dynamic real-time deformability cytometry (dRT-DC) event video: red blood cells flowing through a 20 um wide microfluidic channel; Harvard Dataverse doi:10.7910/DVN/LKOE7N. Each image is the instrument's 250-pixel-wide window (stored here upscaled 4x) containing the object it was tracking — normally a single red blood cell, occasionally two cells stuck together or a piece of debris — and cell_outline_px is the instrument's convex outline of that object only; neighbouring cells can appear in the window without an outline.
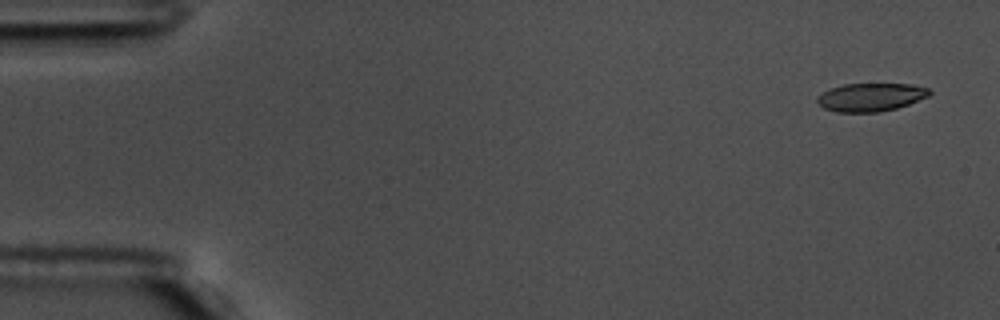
{"species": "common noctule bat (a hibernating species)", "species_latin": "Nyctalus noctula", "temperature_condition": "warm", "stored_images_in_passage": 9, "camera_frame_rate_fps": 3000, "um_per_image_px": 0.085, "animal": {"sex": "male", "body_mass_g": 17.5, "forearm_length_mm": 52.3}, "frame": {"image": 1, "passage_image": 3, "time_ms": 0.667, "image_size_px": [1000, 320], "cell_outline_px": [[932, 92], [928, 96], [908, 104], [896, 108], [880, 112], [836, 112], [824, 108], [816, 100], [824, 92], [832, 88], [844, 84], [912, 84], [928, 88]], "centroid_in_image_um": [74.04, 8.26], "position_along_channel_um": 11.0, "area_um2": 18.21}}